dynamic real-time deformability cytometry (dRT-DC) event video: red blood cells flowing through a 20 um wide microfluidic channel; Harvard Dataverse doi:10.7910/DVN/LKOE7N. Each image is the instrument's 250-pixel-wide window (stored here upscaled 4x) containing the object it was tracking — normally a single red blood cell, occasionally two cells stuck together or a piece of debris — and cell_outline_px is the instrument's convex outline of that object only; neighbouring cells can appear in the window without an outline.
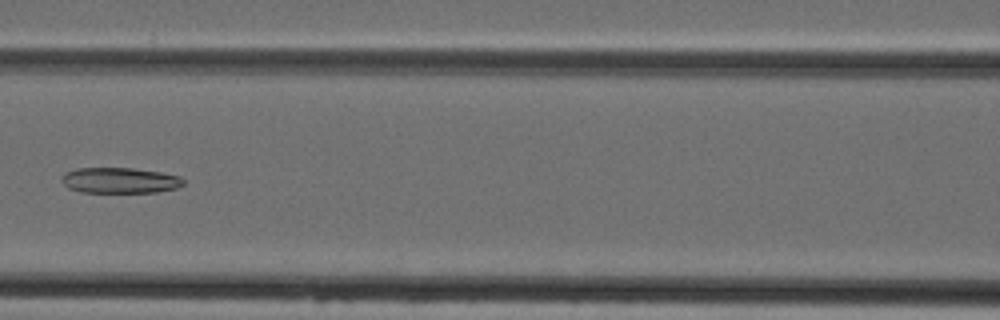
{"species": "Egyptian fruit bat (a non-hibernating species)", "species_latin": "Rousettus aegyptiacus", "temperature_condition": "cold", "stored_images_in_passage": 6, "camera_frame_rate_fps": 3000, "um_per_image_px": 0.085, "animal": {"sex": "female"}, "frame": {"image": 1, "passage_image": 6, "time_ms": 5.667, "image_size_px": [1000, 320], "cell_outline_px": [[184, 184], [176, 188], [156, 192], [80, 192], [68, 188], [60, 180], [60, 176], [76, 168], [132, 168], [160, 172], [180, 176], [184, 180]], "centroid_in_image_um": [10.17, 15.33], "position_along_channel_um": 156.4, "area_um2": 18.21}}